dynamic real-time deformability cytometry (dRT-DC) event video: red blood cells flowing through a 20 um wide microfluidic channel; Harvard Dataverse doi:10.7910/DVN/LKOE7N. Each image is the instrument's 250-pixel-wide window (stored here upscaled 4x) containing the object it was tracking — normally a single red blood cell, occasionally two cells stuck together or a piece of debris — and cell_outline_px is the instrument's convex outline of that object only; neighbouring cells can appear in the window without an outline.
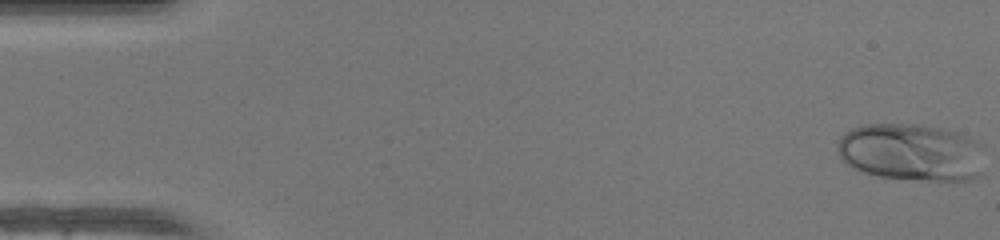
{"species": "human", "species_latin": "Homo sapiens", "temperature_condition": "warm", "stored_images_in_passage": 2, "camera_frame_rate_fps": 3000, "um_per_image_px": 0.085, "donor": {"sex": "female"}, "frame": {"image": 1, "passage_image": 1, "time_ms": 0.0, "image_size_px": [1000, 240], "cell_outline_px": [[980, 172], [976, 176], [968, 180], [936, 180], [880, 176], [864, 172], [848, 164], [840, 156], [840, 136], [844, 132], [860, 124], [920, 124], [940, 128], [956, 132], [972, 140]], "centroid_in_image_um": [77.32, 12.91], "position_along_channel_um": 7.7, "area_um2": 47.34}}